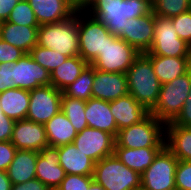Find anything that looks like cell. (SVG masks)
Segmentation results:
<instances>
[{"instance_id": "ee69618b", "label": "cell", "mask_w": 191, "mask_h": 190, "mask_svg": "<svg viewBox=\"0 0 191 190\" xmlns=\"http://www.w3.org/2000/svg\"><path fill=\"white\" fill-rule=\"evenodd\" d=\"M20 0H0V22L6 21Z\"/></svg>"}, {"instance_id": "d6986e66", "label": "cell", "mask_w": 191, "mask_h": 190, "mask_svg": "<svg viewBox=\"0 0 191 190\" xmlns=\"http://www.w3.org/2000/svg\"><path fill=\"white\" fill-rule=\"evenodd\" d=\"M40 25L58 23L72 17L76 12L65 0H27Z\"/></svg>"}, {"instance_id": "7bdbcfd3", "label": "cell", "mask_w": 191, "mask_h": 190, "mask_svg": "<svg viewBox=\"0 0 191 190\" xmlns=\"http://www.w3.org/2000/svg\"><path fill=\"white\" fill-rule=\"evenodd\" d=\"M11 190H51L38 179H33L20 184H12Z\"/></svg>"}, {"instance_id": "ab89813d", "label": "cell", "mask_w": 191, "mask_h": 190, "mask_svg": "<svg viewBox=\"0 0 191 190\" xmlns=\"http://www.w3.org/2000/svg\"><path fill=\"white\" fill-rule=\"evenodd\" d=\"M13 88H15L13 64L9 62L0 63V93Z\"/></svg>"}, {"instance_id": "f35d334b", "label": "cell", "mask_w": 191, "mask_h": 190, "mask_svg": "<svg viewBox=\"0 0 191 190\" xmlns=\"http://www.w3.org/2000/svg\"><path fill=\"white\" fill-rule=\"evenodd\" d=\"M16 151L11 141H0V171H7Z\"/></svg>"}, {"instance_id": "30bf717a", "label": "cell", "mask_w": 191, "mask_h": 190, "mask_svg": "<svg viewBox=\"0 0 191 190\" xmlns=\"http://www.w3.org/2000/svg\"><path fill=\"white\" fill-rule=\"evenodd\" d=\"M148 53L167 57H191V46L178 37L171 18L155 15L154 38Z\"/></svg>"}, {"instance_id": "7dc6e473", "label": "cell", "mask_w": 191, "mask_h": 190, "mask_svg": "<svg viewBox=\"0 0 191 190\" xmlns=\"http://www.w3.org/2000/svg\"><path fill=\"white\" fill-rule=\"evenodd\" d=\"M93 0H88V8Z\"/></svg>"}, {"instance_id": "f6af8a7d", "label": "cell", "mask_w": 191, "mask_h": 190, "mask_svg": "<svg viewBox=\"0 0 191 190\" xmlns=\"http://www.w3.org/2000/svg\"><path fill=\"white\" fill-rule=\"evenodd\" d=\"M75 12H84L88 9V0H65Z\"/></svg>"}, {"instance_id": "d590c367", "label": "cell", "mask_w": 191, "mask_h": 190, "mask_svg": "<svg viewBox=\"0 0 191 190\" xmlns=\"http://www.w3.org/2000/svg\"><path fill=\"white\" fill-rule=\"evenodd\" d=\"M171 19L178 37L191 46V10Z\"/></svg>"}, {"instance_id": "8fae6325", "label": "cell", "mask_w": 191, "mask_h": 190, "mask_svg": "<svg viewBox=\"0 0 191 190\" xmlns=\"http://www.w3.org/2000/svg\"><path fill=\"white\" fill-rule=\"evenodd\" d=\"M63 91L53 85L41 86L30 91V103L26 119L46 124L61 110Z\"/></svg>"}, {"instance_id": "ba28073f", "label": "cell", "mask_w": 191, "mask_h": 190, "mask_svg": "<svg viewBox=\"0 0 191 190\" xmlns=\"http://www.w3.org/2000/svg\"><path fill=\"white\" fill-rule=\"evenodd\" d=\"M139 55L140 53L132 45L126 43L122 38L110 34L102 54L91 65L103 72L126 74Z\"/></svg>"}, {"instance_id": "6da1fadb", "label": "cell", "mask_w": 191, "mask_h": 190, "mask_svg": "<svg viewBox=\"0 0 191 190\" xmlns=\"http://www.w3.org/2000/svg\"><path fill=\"white\" fill-rule=\"evenodd\" d=\"M152 11L151 0H93L86 10L118 37L129 19L142 17Z\"/></svg>"}, {"instance_id": "9c48e42d", "label": "cell", "mask_w": 191, "mask_h": 190, "mask_svg": "<svg viewBox=\"0 0 191 190\" xmlns=\"http://www.w3.org/2000/svg\"><path fill=\"white\" fill-rule=\"evenodd\" d=\"M177 164L178 159L165 146L152 164L140 175V190H176Z\"/></svg>"}, {"instance_id": "603a6c76", "label": "cell", "mask_w": 191, "mask_h": 190, "mask_svg": "<svg viewBox=\"0 0 191 190\" xmlns=\"http://www.w3.org/2000/svg\"><path fill=\"white\" fill-rule=\"evenodd\" d=\"M0 38L25 53H30L31 49L37 45L38 27L19 26L7 20L2 21Z\"/></svg>"}, {"instance_id": "83f0119b", "label": "cell", "mask_w": 191, "mask_h": 190, "mask_svg": "<svg viewBox=\"0 0 191 190\" xmlns=\"http://www.w3.org/2000/svg\"><path fill=\"white\" fill-rule=\"evenodd\" d=\"M44 126L48 144L52 147L73 143L77 135L73 125L61 110Z\"/></svg>"}, {"instance_id": "44dd1931", "label": "cell", "mask_w": 191, "mask_h": 190, "mask_svg": "<svg viewBox=\"0 0 191 190\" xmlns=\"http://www.w3.org/2000/svg\"><path fill=\"white\" fill-rule=\"evenodd\" d=\"M59 165L65 174L93 175L95 162L83 154L74 143L58 146Z\"/></svg>"}, {"instance_id": "e0dca14e", "label": "cell", "mask_w": 191, "mask_h": 190, "mask_svg": "<svg viewBox=\"0 0 191 190\" xmlns=\"http://www.w3.org/2000/svg\"><path fill=\"white\" fill-rule=\"evenodd\" d=\"M65 175L64 169L59 165L58 147L47 146L38 152L36 179L51 190H56Z\"/></svg>"}, {"instance_id": "7a4b0ae2", "label": "cell", "mask_w": 191, "mask_h": 190, "mask_svg": "<svg viewBox=\"0 0 191 190\" xmlns=\"http://www.w3.org/2000/svg\"><path fill=\"white\" fill-rule=\"evenodd\" d=\"M128 91L149 112L158 101L161 83L150 59L141 53L126 72Z\"/></svg>"}, {"instance_id": "d6a6232c", "label": "cell", "mask_w": 191, "mask_h": 190, "mask_svg": "<svg viewBox=\"0 0 191 190\" xmlns=\"http://www.w3.org/2000/svg\"><path fill=\"white\" fill-rule=\"evenodd\" d=\"M29 54L34 61L47 69L50 73L68 59L67 56L62 55L53 49L44 48L39 45L32 48Z\"/></svg>"}, {"instance_id": "d4e9b609", "label": "cell", "mask_w": 191, "mask_h": 190, "mask_svg": "<svg viewBox=\"0 0 191 190\" xmlns=\"http://www.w3.org/2000/svg\"><path fill=\"white\" fill-rule=\"evenodd\" d=\"M164 147L124 148L115 147L114 154L131 170L140 175L152 164L157 154Z\"/></svg>"}, {"instance_id": "cb8c5ba5", "label": "cell", "mask_w": 191, "mask_h": 190, "mask_svg": "<svg viewBox=\"0 0 191 190\" xmlns=\"http://www.w3.org/2000/svg\"><path fill=\"white\" fill-rule=\"evenodd\" d=\"M37 157V151L17 149L6 171L12 184H20L36 178Z\"/></svg>"}, {"instance_id": "8992f818", "label": "cell", "mask_w": 191, "mask_h": 190, "mask_svg": "<svg viewBox=\"0 0 191 190\" xmlns=\"http://www.w3.org/2000/svg\"><path fill=\"white\" fill-rule=\"evenodd\" d=\"M165 124L149 114L141 122L118 130L115 147H165Z\"/></svg>"}, {"instance_id": "4fadbf2b", "label": "cell", "mask_w": 191, "mask_h": 190, "mask_svg": "<svg viewBox=\"0 0 191 190\" xmlns=\"http://www.w3.org/2000/svg\"><path fill=\"white\" fill-rule=\"evenodd\" d=\"M13 81L15 88L31 91L41 86L51 85L50 72L26 53L13 63Z\"/></svg>"}, {"instance_id": "277c9868", "label": "cell", "mask_w": 191, "mask_h": 190, "mask_svg": "<svg viewBox=\"0 0 191 190\" xmlns=\"http://www.w3.org/2000/svg\"><path fill=\"white\" fill-rule=\"evenodd\" d=\"M93 180L105 190H140V174L122 163L115 154L95 163Z\"/></svg>"}, {"instance_id": "ac0fdd59", "label": "cell", "mask_w": 191, "mask_h": 190, "mask_svg": "<svg viewBox=\"0 0 191 190\" xmlns=\"http://www.w3.org/2000/svg\"><path fill=\"white\" fill-rule=\"evenodd\" d=\"M110 110L118 130L139 123L150 114V112L130 94L111 101Z\"/></svg>"}, {"instance_id": "4dcf8cb0", "label": "cell", "mask_w": 191, "mask_h": 190, "mask_svg": "<svg viewBox=\"0 0 191 190\" xmlns=\"http://www.w3.org/2000/svg\"><path fill=\"white\" fill-rule=\"evenodd\" d=\"M94 81V67L89 64L79 77L63 93L71 98L88 101L92 98V85Z\"/></svg>"}, {"instance_id": "f1b7e54d", "label": "cell", "mask_w": 191, "mask_h": 190, "mask_svg": "<svg viewBox=\"0 0 191 190\" xmlns=\"http://www.w3.org/2000/svg\"><path fill=\"white\" fill-rule=\"evenodd\" d=\"M88 65L89 63L79 55L68 57L64 63L50 73L51 85L63 91L79 77Z\"/></svg>"}, {"instance_id": "bcb514c9", "label": "cell", "mask_w": 191, "mask_h": 190, "mask_svg": "<svg viewBox=\"0 0 191 190\" xmlns=\"http://www.w3.org/2000/svg\"><path fill=\"white\" fill-rule=\"evenodd\" d=\"M11 180L6 171H0V190H11Z\"/></svg>"}, {"instance_id": "b9f144b4", "label": "cell", "mask_w": 191, "mask_h": 190, "mask_svg": "<svg viewBox=\"0 0 191 190\" xmlns=\"http://www.w3.org/2000/svg\"><path fill=\"white\" fill-rule=\"evenodd\" d=\"M15 121L5 114L0 115V141H10Z\"/></svg>"}, {"instance_id": "5b68a950", "label": "cell", "mask_w": 191, "mask_h": 190, "mask_svg": "<svg viewBox=\"0 0 191 190\" xmlns=\"http://www.w3.org/2000/svg\"><path fill=\"white\" fill-rule=\"evenodd\" d=\"M191 87V69L173 81L161 85L158 101L150 111L165 125L173 122L179 115Z\"/></svg>"}, {"instance_id": "3957f363", "label": "cell", "mask_w": 191, "mask_h": 190, "mask_svg": "<svg viewBox=\"0 0 191 190\" xmlns=\"http://www.w3.org/2000/svg\"><path fill=\"white\" fill-rule=\"evenodd\" d=\"M37 45L73 57L79 55L78 12L67 20L40 25Z\"/></svg>"}, {"instance_id": "c3c4849f", "label": "cell", "mask_w": 191, "mask_h": 190, "mask_svg": "<svg viewBox=\"0 0 191 190\" xmlns=\"http://www.w3.org/2000/svg\"><path fill=\"white\" fill-rule=\"evenodd\" d=\"M2 114H3V111H2L1 105H0V115H2Z\"/></svg>"}, {"instance_id": "52a82bcc", "label": "cell", "mask_w": 191, "mask_h": 190, "mask_svg": "<svg viewBox=\"0 0 191 190\" xmlns=\"http://www.w3.org/2000/svg\"><path fill=\"white\" fill-rule=\"evenodd\" d=\"M110 35L106 26L86 11L78 12L79 56L91 64L100 54Z\"/></svg>"}, {"instance_id": "1f68e13d", "label": "cell", "mask_w": 191, "mask_h": 190, "mask_svg": "<svg viewBox=\"0 0 191 190\" xmlns=\"http://www.w3.org/2000/svg\"><path fill=\"white\" fill-rule=\"evenodd\" d=\"M152 11L164 18H173L191 10V0H152Z\"/></svg>"}, {"instance_id": "9a60e30c", "label": "cell", "mask_w": 191, "mask_h": 190, "mask_svg": "<svg viewBox=\"0 0 191 190\" xmlns=\"http://www.w3.org/2000/svg\"><path fill=\"white\" fill-rule=\"evenodd\" d=\"M10 141L17 149L37 152L49 146L44 124L28 119L15 121Z\"/></svg>"}, {"instance_id": "74e56055", "label": "cell", "mask_w": 191, "mask_h": 190, "mask_svg": "<svg viewBox=\"0 0 191 190\" xmlns=\"http://www.w3.org/2000/svg\"><path fill=\"white\" fill-rule=\"evenodd\" d=\"M25 54L20 48L14 47L0 38V63L13 64Z\"/></svg>"}, {"instance_id": "7c38bea8", "label": "cell", "mask_w": 191, "mask_h": 190, "mask_svg": "<svg viewBox=\"0 0 191 190\" xmlns=\"http://www.w3.org/2000/svg\"><path fill=\"white\" fill-rule=\"evenodd\" d=\"M73 143L95 163L114 154L116 140L112 134L95 128H84L77 133Z\"/></svg>"}, {"instance_id": "7402d4cb", "label": "cell", "mask_w": 191, "mask_h": 190, "mask_svg": "<svg viewBox=\"0 0 191 190\" xmlns=\"http://www.w3.org/2000/svg\"><path fill=\"white\" fill-rule=\"evenodd\" d=\"M151 61L161 84L173 81L191 69V57H167L144 53Z\"/></svg>"}, {"instance_id": "484cf974", "label": "cell", "mask_w": 191, "mask_h": 190, "mask_svg": "<svg viewBox=\"0 0 191 190\" xmlns=\"http://www.w3.org/2000/svg\"><path fill=\"white\" fill-rule=\"evenodd\" d=\"M30 103V91L13 88L0 93V105L7 117L14 121L26 119Z\"/></svg>"}, {"instance_id": "f546056e", "label": "cell", "mask_w": 191, "mask_h": 190, "mask_svg": "<svg viewBox=\"0 0 191 190\" xmlns=\"http://www.w3.org/2000/svg\"><path fill=\"white\" fill-rule=\"evenodd\" d=\"M86 101L71 98L64 93L61 97V111L69 119L77 133L81 132L84 128L88 127L85 118Z\"/></svg>"}, {"instance_id": "836d02e7", "label": "cell", "mask_w": 191, "mask_h": 190, "mask_svg": "<svg viewBox=\"0 0 191 190\" xmlns=\"http://www.w3.org/2000/svg\"><path fill=\"white\" fill-rule=\"evenodd\" d=\"M56 190H105L93 180V175L66 174Z\"/></svg>"}, {"instance_id": "ffe728a7", "label": "cell", "mask_w": 191, "mask_h": 190, "mask_svg": "<svg viewBox=\"0 0 191 190\" xmlns=\"http://www.w3.org/2000/svg\"><path fill=\"white\" fill-rule=\"evenodd\" d=\"M85 118L88 127L105 131L116 138L118 128L110 110V102L90 98L86 101Z\"/></svg>"}, {"instance_id": "5bb4252c", "label": "cell", "mask_w": 191, "mask_h": 190, "mask_svg": "<svg viewBox=\"0 0 191 190\" xmlns=\"http://www.w3.org/2000/svg\"><path fill=\"white\" fill-rule=\"evenodd\" d=\"M154 26L155 14L151 11L142 17L129 19L118 37L132 45L140 54L146 53L153 43Z\"/></svg>"}, {"instance_id": "e575fe53", "label": "cell", "mask_w": 191, "mask_h": 190, "mask_svg": "<svg viewBox=\"0 0 191 190\" xmlns=\"http://www.w3.org/2000/svg\"><path fill=\"white\" fill-rule=\"evenodd\" d=\"M7 21L19 26L39 27L34 11L27 0H20L16 4Z\"/></svg>"}, {"instance_id": "4316f807", "label": "cell", "mask_w": 191, "mask_h": 190, "mask_svg": "<svg viewBox=\"0 0 191 190\" xmlns=\"http://www.w3.org/2000/svg\"><path fill=\"white\" fill-rule=\"evenodd\" d=\"M165 146L178 160L191 161V127L166 125Z\"/></svg>"}, {"instance_id": "2e32d148", "label": "cell", "mask_w": 191, "mask_h": 190, "mask_svg": "<svg viewBox=\"0 0 191 190\" xmlns=\"http://www.w3.org/2000/svg\"><path fill=\"white\" fill-rule=\"evenodd\" d=\"M129 94L124 73L103 72L94 68L92 98L111 102Z\"/></svg>"}, {"instance_id": "8d00e7d4", "label": "cell", "mask_w": 191, "mask_h": 190, "mask_svg": "<svg viewBox=\"0 0 191 190\" xmlns=\"http://www.w3.org/2000/svg\"><path fill=\"white\" fill-rule=\"evenodd\" d=\"M175 187L176 190H191V161L178 160Z\"/></svg>"}, {"instance_id": "60d3db41", "label": "cell", "mask_w": 191, "mask_h": 190, "mask_svg": "<svg viewBox=\"0 0 191 190\" xmlns=\"http://www.w3.org/2000/svg\"><path fill=\"white\" fill-rule=\"evenodd\" d=\"M166 125H179L182 127H191V87L188 94V98L185 100V103L176 119Z\"/></svg>"}]
</instances>
